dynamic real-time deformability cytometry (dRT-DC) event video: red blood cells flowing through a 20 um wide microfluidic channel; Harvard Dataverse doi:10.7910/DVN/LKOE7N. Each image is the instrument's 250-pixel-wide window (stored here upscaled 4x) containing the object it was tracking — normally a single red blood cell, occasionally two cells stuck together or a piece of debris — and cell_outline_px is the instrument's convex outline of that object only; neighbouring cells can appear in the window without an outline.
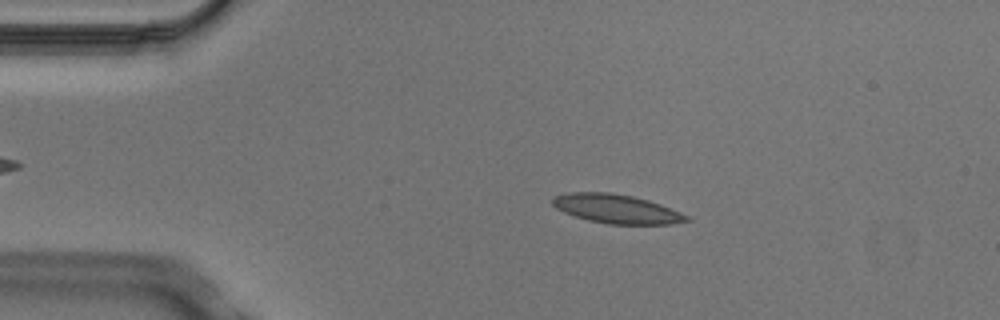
{"species": "Egyptian fruit bat (a non-hibernating species)", "species_latin": "Rousettus aegyptiacus", "temperature_condition": "cold", "stored_images_in_passage": 4, "camera_frame_rate_fps": 3000, "um_per_image_px": 0.085, "animal": {"sex": "male"}, "frame": {"image": 1, "passage_image": 2, "time_ms": 0.333, "image_size_px": [1000, 320], "cell_outline_px": [[692, 220], [672, 224], [608, 224], [588, 220], [564, 212], [556, 208], [552, 204], [552, 196], [568, 192], [608, 192], [632, 196], [648, 200], [660, 204], [680, 212], [688, 216]], "centroid_in_image_um": [52.39, 17.75], "position_along_channel_um": 32.6, "area_um2": 22.6}}
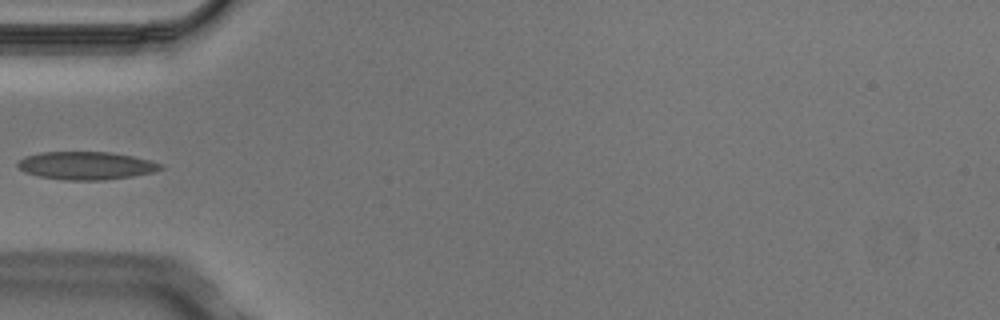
{"frame": {"image": 2, "passage_image": 4, "time_ms": 1.0, "image_size_px": [1000, 320], "cell_outline_px": [[164, 168], [152, 172], [132, 176], [104, 180], [64, 180], [40, 176], [24, 172], [16, 164], [24, 156], [40, 152], [108, 152], [132, 156], [152, 160], [164, 164]], "centroid_in_image_um": [7.34, 14.07], "position_along_channel_um": 77.7, "area_um2": 23.29}}